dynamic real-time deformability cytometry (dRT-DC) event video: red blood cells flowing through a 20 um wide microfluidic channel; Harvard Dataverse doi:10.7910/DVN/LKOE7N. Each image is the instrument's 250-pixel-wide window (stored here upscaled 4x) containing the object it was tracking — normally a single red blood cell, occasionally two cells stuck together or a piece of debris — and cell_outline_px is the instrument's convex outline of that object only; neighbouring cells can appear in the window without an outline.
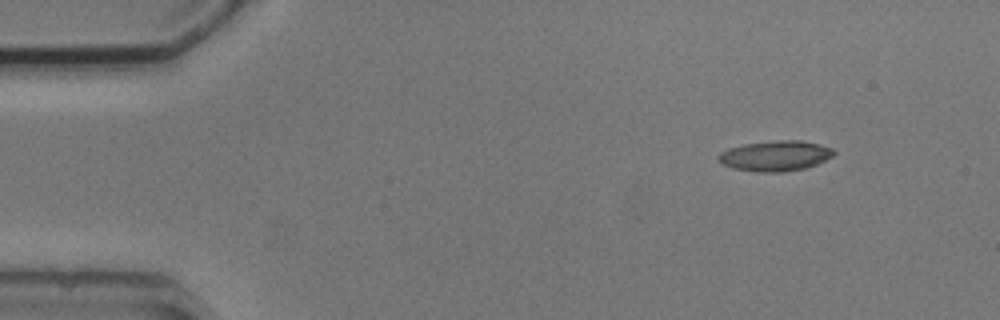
{"species": "common noctule bat (a hibernating species)", "species_latin": "Nyctalus noctula", "temperature_condition": "cold", "stored_images_in_passage": 9, "camera_frame_rate_fps": 3000, "um_per_image_px": 0.085, "animal": {"sex": "male", "body_mass_g": 20.5, "forearm_length_mm": 52.5}, "frame": {"image": 1, "passage_image": 1, "time_ms": 0.0, "image_size_px": [1000, 320], "cell_outline_px": [[836, 152], [832, 156], [816, 164], [804, 168], [780, 172], [756, 172], [732, 168], [720, 164], [716, 160], [716, 156], [720, 152], [728, 148], [744, 144], [776, 140], [800, 140], [820, 144], [832, 148]], "centroid_in_image_um": [65.84, 13.24], "position_along_channel_um": 19.2, "area_um2": 20.58}}
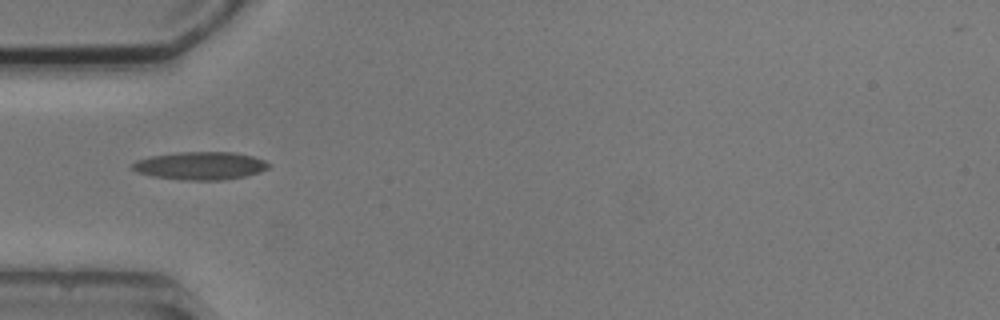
{"frame": {"image": 2, "passage_image": 4, "time_ms": 3.667, "image_size_px": [1000, 320], "cell_outline_px": [[272, 164], [268, 168], [260, 172], [244, 176], [220, 180], [180, 180], [152, 176], [136, 172], [128, 168], [136, 160], [152, 156], [176, 152], [232, 152], [252, 156], [264, 160]], "centroid_in_image_um": [16.99, 14.09], "position_along_channel_um": 68.0, "area_um2": 22.31}}
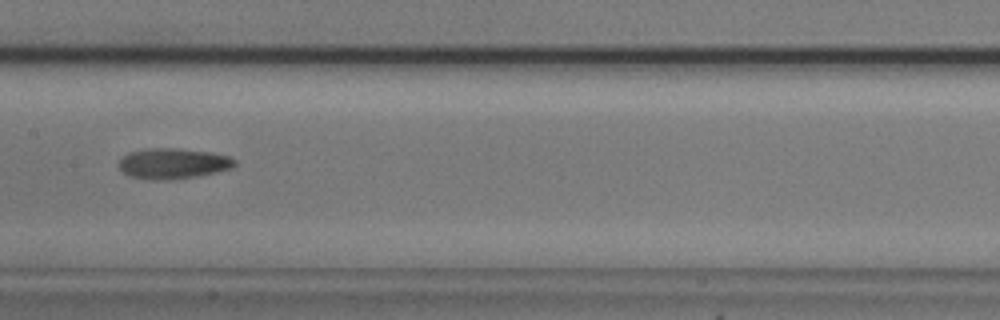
{"frame": {"image": 3, "passage_image": 7, "time_ms": 7.0, "image_size_px": [1000, 320], "cell_outline_px": [[236, 164], [232, 168], [216, 172], [196, 176], [168, 180], [132, 176], [124, 172], [116, 164], [120, 156], [128, 152], [144, 148], [176, 148], [212, 152], [228, 156], [236, 160]], "centroid_in_image_um": [14.69, 13.87], "position_along_channel_um": 192.7, "area_um2": 20.63}}